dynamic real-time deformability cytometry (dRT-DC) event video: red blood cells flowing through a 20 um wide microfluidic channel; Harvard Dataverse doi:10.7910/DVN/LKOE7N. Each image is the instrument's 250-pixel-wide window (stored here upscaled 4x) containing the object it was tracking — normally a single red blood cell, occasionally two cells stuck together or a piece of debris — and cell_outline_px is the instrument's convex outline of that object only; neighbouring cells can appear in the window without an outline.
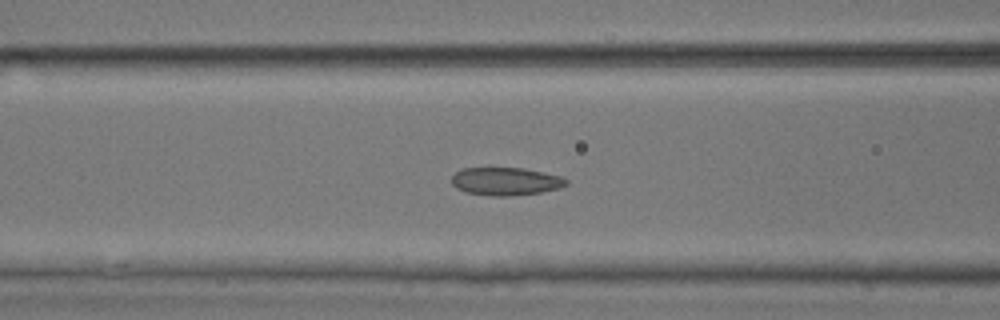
{"species": "common noctule bat (a hibernating species)", "species_latin": "Nyctalus noctula", "temperature_condition": "room temperature", "stored_images_in_passage": 42, "camera_frame_rate_fps": 3000, "um_per_image_px": 0.085, "animal": {"sex": "male", "body_mass_g": 17.9, "forearm_length_mm": 54.2}, "frame": {"image": 1, "passage_image": 17, "time_ms": 5.333, "image_size_px": [1000, 320], "cell_outline_px": [[568, 184], [560, 188], [540, 192], [508, 196], [492, 196], [464, 192], [456, 188], [452, 184], [452, 176], [460, 168], [524, 168], [544, 172], [560, 176], [568, 180]], "centroid_in_image_um": [42.97, 15.41], "position_along_channel_um": 123.6, "area_um2": 18.73}}
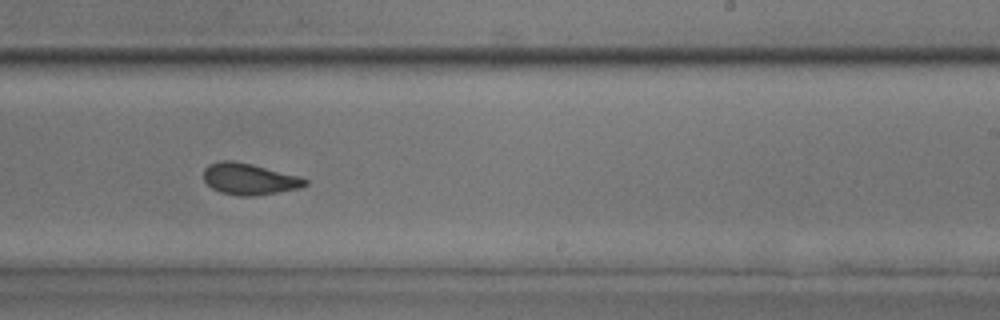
{"frame": {"image": 2, "passage_image": 28, "time_ms": 9.0, "image_size_px": [1000, 320], "cell_outline_px": [[308, 184], [300, 188], [252, 196], [240, 196], [220, 192], [212, 188], [204, 180], [204, 168], [208, 164], [220, 160], [232, 160], [252, 164], [300, 176], [308, 180]], "centroid_in_image_um": [21.18, 15.2], "position_along_channel_um": 267.8, "area_um2": 18.61}}
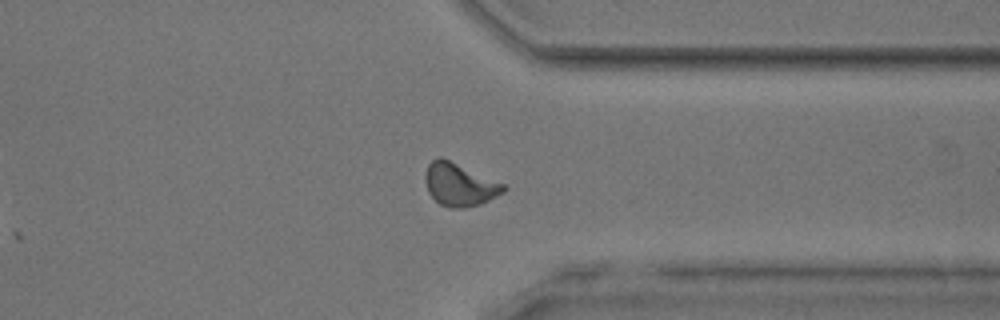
{"frame": {"image": 3, "passage_image": 36, "time_ms": 11.667, "image_size_px": [1000, 320], "cell_outline_px": [[508, 188], [504, 192], [480, 204], [464, 208], [448, 208], [440, 204], [428, 192], [424, 176], [428, 164], [436, 156], [440, 156], [504, 184]], "centroid_in_image_um": [39.04, 15.69], "position_along_channel_um": 372.4, "area_um2": 19.42}, "authors_computed_cell_mechanics": {"area_um2": 18.7561, "velocity_mm_per_s": 3.9506, "shape_relaxation_time_tau1_ms": 7.6719, "shape_relaxation_time_tau2_ms": 1.7867, "deformation_change_tau1": 0.1771, "deformation_change_tau2": 0.0662}}